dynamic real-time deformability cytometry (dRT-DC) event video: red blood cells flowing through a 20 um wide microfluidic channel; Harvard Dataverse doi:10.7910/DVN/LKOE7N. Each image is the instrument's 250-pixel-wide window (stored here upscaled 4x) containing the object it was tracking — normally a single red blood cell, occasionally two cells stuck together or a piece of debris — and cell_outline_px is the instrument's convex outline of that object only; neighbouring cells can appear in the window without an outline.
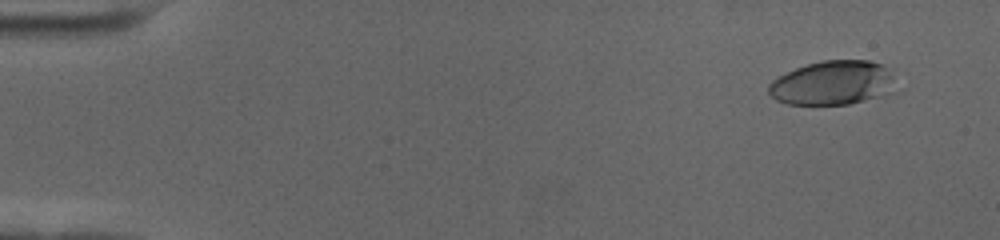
{"species": "human", "species_latin": "Homo sapiens", "temperature_condition": "cold", "stored_images_in_passage": 59, "camera_frame_rate_fps": 3000, "um_per_image_px": 0.085, "donor": {"sex": "female"}, "frame": {"image": 1, "passage_image": 5, "time_ms": 1.333, "image_size_px": [1000, 240], "cell_outline_px": [[892, 76], [884, 92], [876, 96], [848, 104], [788, 104], [776, 100], [768, 92], [768, 84], [772, 80], [796, 68], [820, 60], [868, 60], [884, 64]], "centroid_in_image_um": [70.65, 7.02], "position_along_channel_um": 14.4, "area_um2": 31.67}}
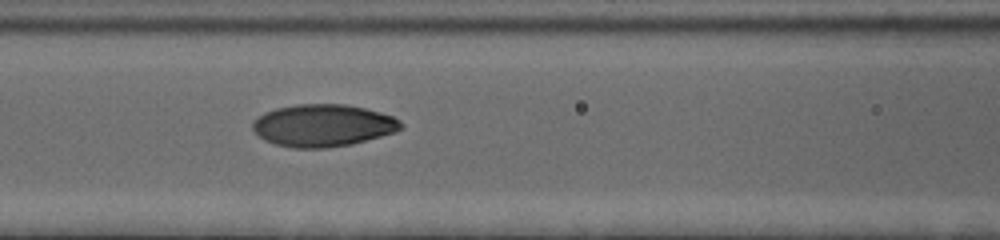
{"frame": {"image": 2, "passage_image": 27, "time_ms": 8.667, "image_size_px": [1000, 240], "cell_outline_px": [[404, 128], [396, 132], [352, 144], [328, 148], [292, 148], [276, 144], [264, 140], [252, 128], [252, 124], [264, 112], [276, 108], [296, 104], [344, 104], [364, 108], [380, 112], [392, 116], [400, 120], [404, 124]], "centroid_in_image_um": [27.49, 10.67], "position_along_channel_um": 139.1, "area_um2": 36.59}}
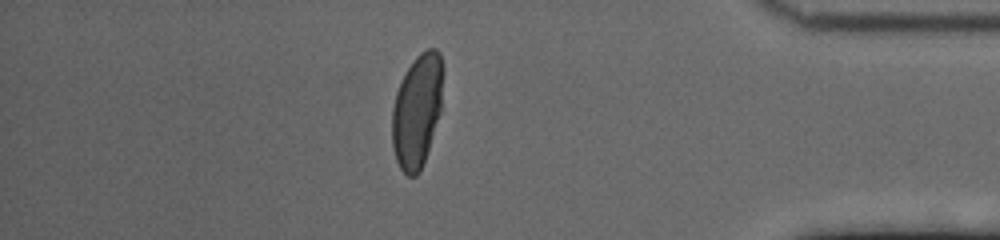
{"frame": {"image": 3, "passage_image": 52, "time_ms": 17.0, "image_size_px": [1000, 240], "cell_outline_px": [[444, 68], [440, 112], [420, 172], [416, 176], [408, 176], [400, 168], [396, 160], [392, 144], [392, 108], [396, 92], [408, 68], [416, 56], [420, 52], [428, 48], [436, 48], [440, 52]], "centroid_in_image_um": [35.46, 9.37], "position_along_channel_um": 399.7, "area_um2": 33.58}, "authors_computed_cell_mechanics": {"area_um2": 34.9112, "velocity_mm_per_s": 3.497, "shape_relaxation_time_tau1_ms": 5.7793, "shape_relaxation_time_tau2_ms": null, "deformation_change_tau1": 0.2134, "deformation_change_tau2": null}}